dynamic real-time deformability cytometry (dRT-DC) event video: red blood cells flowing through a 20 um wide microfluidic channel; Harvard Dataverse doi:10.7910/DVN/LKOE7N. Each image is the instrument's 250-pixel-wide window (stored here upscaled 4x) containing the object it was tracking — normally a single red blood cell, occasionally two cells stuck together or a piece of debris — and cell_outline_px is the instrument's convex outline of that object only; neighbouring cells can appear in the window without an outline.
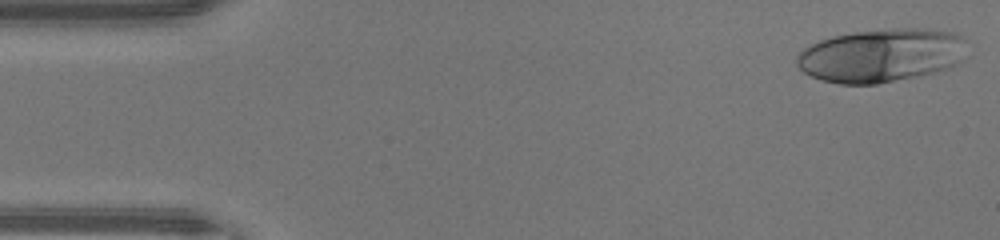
{"species": "human", "species_latin": "Homo sapiens", "temperature_condition": "warm", "stored_images_in_passage": 45, "camera_frame_rate_fps": 3000, "um_per_image_px": 0.085, "donor": {"sex": "male"}, "frame": {"image": 1, "passage_image": 1, "time_ms": 0.0, "image_size_px": [1000, 240], "cell_outline_px": [[968, 56], [956, 64], [948, 68], [936, 72], [920, 76], [876, 84], [840, 84], [820, 80], [804, 72], [796, 64], [796, 56], [808, 44], [832, 36], [856, 32], [888, 28], [916, 28], [956, 32], [964, 40]], "centroid_in_image_um": [74.93, 4.71], "position_along_channel_um": 10.1, "area_um2": 53.58}}
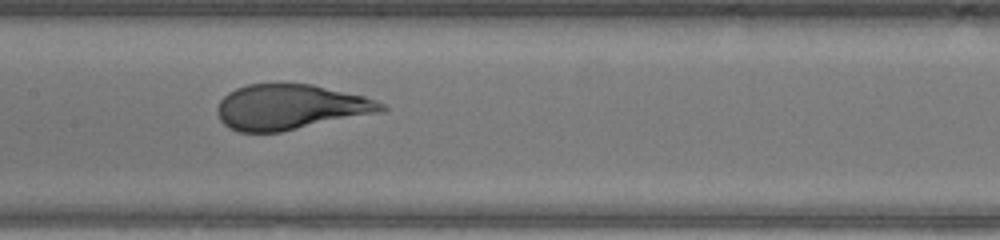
{"frame": {"image": 2, "passage_image": 21, "time_ms": 6.667, "image_size_px": [1000, 240], "cell_outline_px": [[388, 108], [380, 112], [280, 132], [240, 132], [228, 128], [220, 120], [216, 112], [216, 108], [220, 100], [228, 92], [236, 88], [248, 84], [312, 84], [364, 96], [376, 100], [384, 104]], "centroid_in_image_um": [24.65, 9.1], "position_along_channel_um": 182.8, "area_um2": 43.12}}
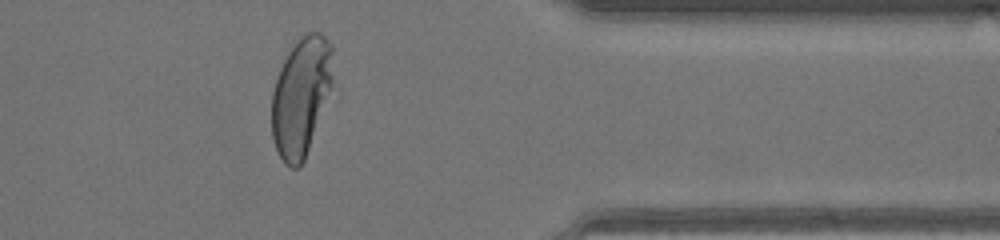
{"frame": {"image": 3, "passage_image": 36, "time_ms": 11.667, "image_size_px": [1000, 240], "cell_outline_px": [[332, 84], [304, 160], [300, 168], [292, 168], [284, 164], [272, 140], [272, 92], [280, 68], [288, 52], [296, 40], [300, 36], [308, 32], [320, 32], [332, 44]], "centroid_in_image_um": [25.57, 8.18], "position_along_channel_um": 385.8, "area_um2": 42.02}, "authors_computed_cell_mechanics": {"area_um2": 45.4886, "velocity_mm_per_s": 4.4501, "shape_relaxation_time_tau1_ms": 5.3208, "shape_relaxation_time_tau2_ms": null, "deformation_change_tau1": 0.2995, "deformation_change_tau2": null}}